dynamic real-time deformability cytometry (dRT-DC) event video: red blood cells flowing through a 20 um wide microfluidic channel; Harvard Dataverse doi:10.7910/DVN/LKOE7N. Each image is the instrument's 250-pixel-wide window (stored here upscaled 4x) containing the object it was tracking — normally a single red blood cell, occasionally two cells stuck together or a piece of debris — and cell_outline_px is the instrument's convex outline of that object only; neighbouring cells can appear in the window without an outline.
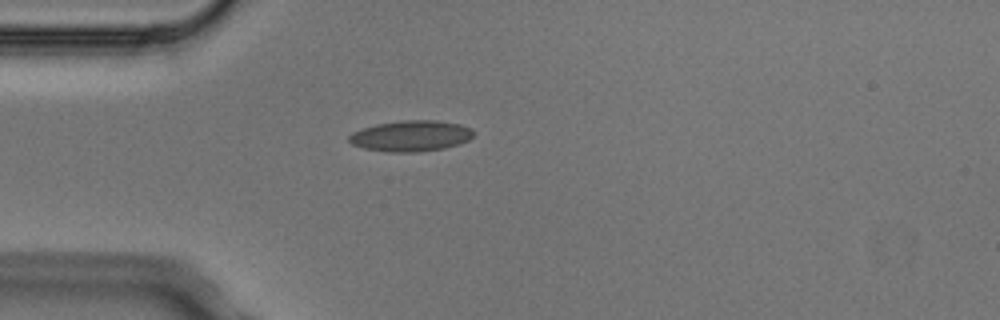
{"species": "Egyptian fruit bat (a non-hibernating species)", "species_latin": "Rousettus aegyptiacus", "temperature_condition": "cold", "stored_images_in_passage": 2, "camera_frame_rate_fps": 3000, "um_per_image_px": 0.085, "animal": {"sex": "male"}, "frame": {"image": 1, "passage_image": 1, "time_ms": 0.0, "image_size_px": [1000, 320], "cell_outline_px": [[476, 132], [468, 140], [460, 144], [444, 148], [416, 152], [384, 152], [364, 148], [352, 144], [348, 140], [348, 136], [352, 132], [376, 124], [404, 120], [436, 120], [460, 124], [472, 128]], "centroid_in_image_um": [34.94, 11.55], "position_along_channel_um": 50.1, "area_um2": 22.54}}